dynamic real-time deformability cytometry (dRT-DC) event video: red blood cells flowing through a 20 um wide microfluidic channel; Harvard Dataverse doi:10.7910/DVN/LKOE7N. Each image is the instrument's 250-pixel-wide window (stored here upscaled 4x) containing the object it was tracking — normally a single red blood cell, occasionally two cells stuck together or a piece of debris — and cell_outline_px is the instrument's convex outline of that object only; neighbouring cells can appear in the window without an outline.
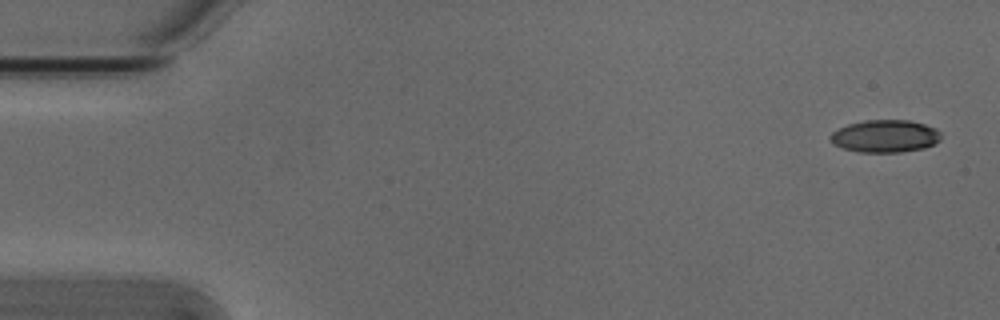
{"species": "Egyptian fruit bat (a non-hibernating species)", "species_latin": "Rousettus aegyptiacus", "temperature_condition": "cold", "stored_images_in_passage": 4, "camera_frame_rate_fps": 3000, "um_per_image_px": 0.085, "animal": {"sex": "male"}, "frame": {"image": 1, "passage_image": 1, "time_ms": 0.0, "image_size_px": [1000, 320], "cell_outline_px": [[940, 140], [924, 148], [900, 152], [860, 152], [844, 148], [832, 144], [828, 136], [832, 132], [848, 124], [864, 120], [908, 120], [924, 124], [936, 128], [940, 132]], "centroid_in_image_um": [75.21, 11.57], "position_along_channel_um": 9.8, "area_um2": 20.92}}
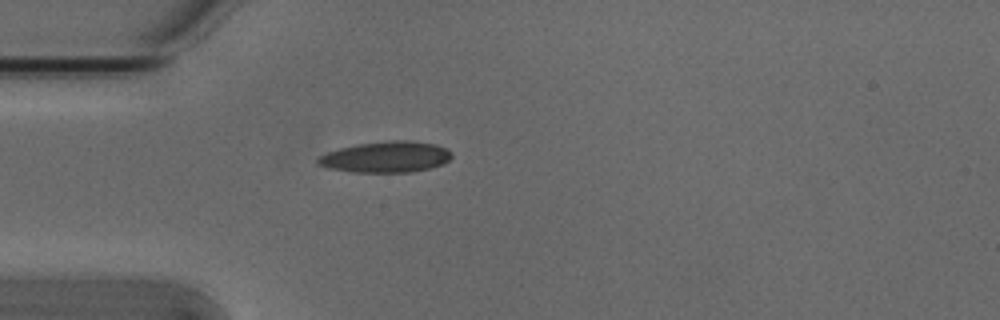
{"frame": {"image": 2, "passage_image": 4, "time_ms": 1.0, "image_size_px": [1000, 320], "cell_outline_px": [[452, 156], [444, 164], [412, 172], [352, 172], [328, 168], [316, 164], [316, 160], [320, 156], [328, 152], [340, 148], [356, 144], [392, 140], [408, 140], [436, 144], [448, 148], [452, 152]], "centroid_in_image_um": [32.82, 13.34], "position_along_channel_um": 52.2, "area_um2": 24.33}}